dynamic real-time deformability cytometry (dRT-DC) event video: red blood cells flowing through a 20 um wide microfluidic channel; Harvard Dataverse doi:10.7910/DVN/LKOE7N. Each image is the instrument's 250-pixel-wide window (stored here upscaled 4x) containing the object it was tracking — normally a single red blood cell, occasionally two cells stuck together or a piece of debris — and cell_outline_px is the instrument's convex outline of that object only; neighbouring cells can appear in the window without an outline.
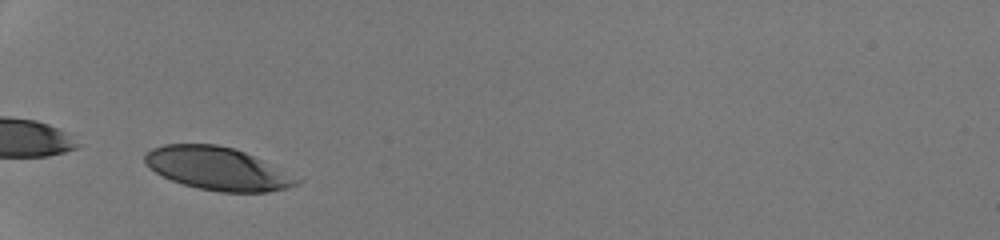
{"species": "human", "species_latin": "Homo sapiens", "temperature_condition": "room temperature", "stored_images_in_passage": 30, "camera_frame_rate_fps": 3000, "um_per_image_px": 0.085, "donor": {"sex": "male"}, "frame": {"image": 1, "passage_image": 1, "time_ms": 0.0, "image_size_px": [1000, 240], "cell_outline_px": [[304, 180], [288, 188], [268, 192], [220, 192], [200, 188], [184, 184], [172, 180], [148, 168], [144, 164], [144, 156], [152, 148], [164, 144], [216, 144], [232, 148], [244, 152]], "centroid_in_image_um": [18.47, 14.33], "position_along_channel_um": 66.5, "area_um2": 37.63}}
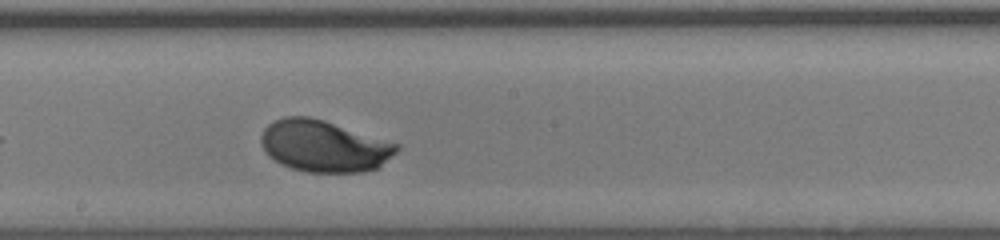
{"frame": {"image": 2, "passage_image": 13, "time_ms": 4.0, "image_size_px": [1000, 240], "cell_outline_px": [[400, 148], [396, 152], [376, 168], [364, 172], [308, 172], [292, 168], [280, 164], [268, 156], [264, 152], [260, 144], [260, 136], [264, 128], [268, 124], [284, 116], [308, 116], [324, 120], [400, 144]], "centroid_in_image_um": [27.49, 12.41], "position_along_channel_um": 220.7, "area_um2": 40.86}}
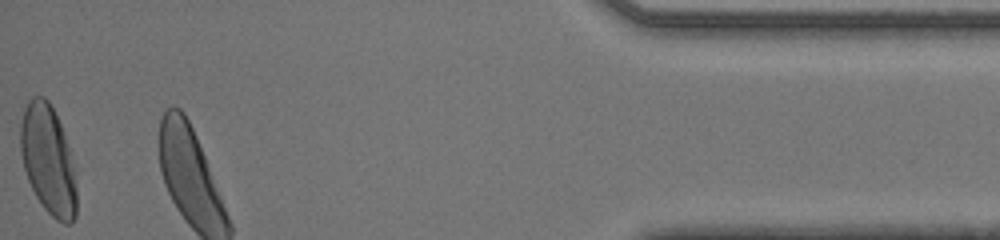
{"frame": {"image": 3, "passage_image": 30, "time_ms": 9.667, "image_size_px": [1000, 240], "cell_outline_px": [[76, 216], [72, 224], [64, 224], [56, 220], [44, 208], [36, 196], [28, 180], [24, 168], [20, 152], [20, 124], [24, 108], [28, 100], [32, 96], [44, 96], [48, 100], [64, 132], [76, 168]], "centroid_in_image_um": [4.11, 13.6], "position_along_channel_um": 431.1, "area_um2": 36.13}, "authors_computed_cell_mechanics": {"area_um2": 40.1999, "velocity_mm_per_s": 4.2239, "shape_relaxation_time_tau1_ms": 2.0003, "shape_relaxation_time_tau2_ms": null, "deformation_change_tau1": 0.1496, "deformation_change_tau2": null}}